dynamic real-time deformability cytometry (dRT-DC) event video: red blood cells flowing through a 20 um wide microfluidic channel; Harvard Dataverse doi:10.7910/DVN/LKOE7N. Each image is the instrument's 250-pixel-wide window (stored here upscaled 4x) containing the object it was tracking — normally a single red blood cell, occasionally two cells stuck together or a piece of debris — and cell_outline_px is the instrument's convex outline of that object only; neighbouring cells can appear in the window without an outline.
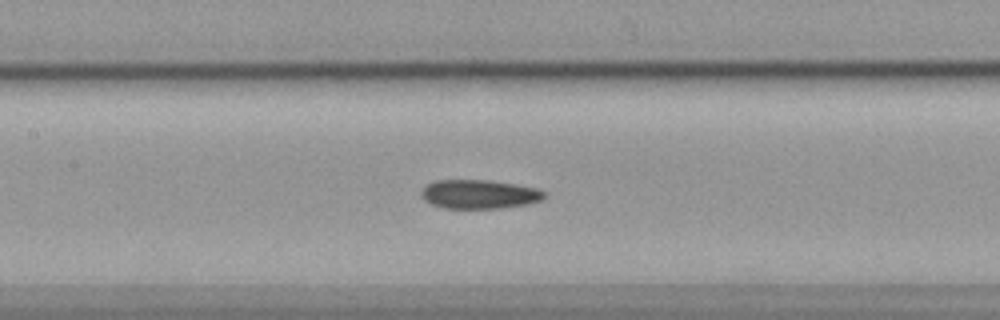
{"species": "common noctule bat (a hibernating species)", "species_latin": "Nyctalus noctula", "temperature_condition": "cold", "stored_images_in_passage": 48, "camera_frame_rate_fps": 3000, "um_per_image_px": 0.085, "animal": {"sex": "female", "body_mass_g": 19.9}, "frame": {"image": 1, "passage_image": 17, "time_ms": 5.333, "image_size_px": [1000, 320], "cell_outline_px": [[544, 196], [540, 200], [528, 204], [504, 208], [444, 208], [432, 204], [424, 200], [420, 192], [428, 184], [436, 180], [488, 180], [536, 188], [544, 192]], "centroid_in_image_um": [40.71, 16.51], "position_along_channel_um": 166.7, "area_um2": 20.52}}
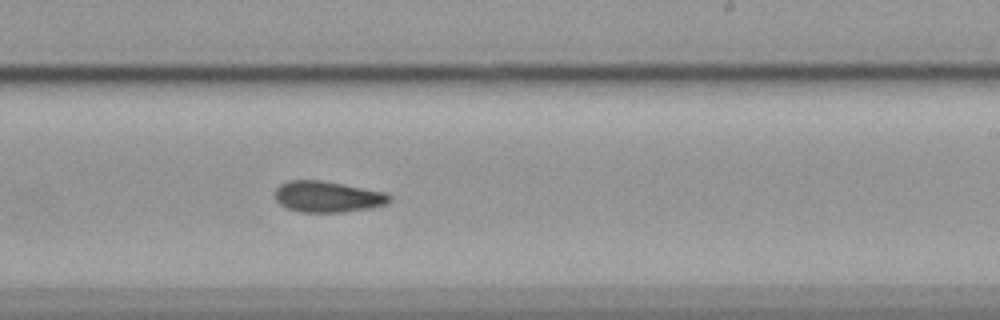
{"frame": {"image": 2, "passage_image": 25, "time_ms": 8.0, "image_size_px": [1000, 320], "cell_outline_px": [[392, 200], [388, 204], [368, 208], [344, 212], [300, 212], [288, 208], [280, 204], [276, 200], [276, 188], [280, 184], [288, 180], [320, 180], [384, 192], [392, 196]], "centroid_in_image_um": [27.85, 16.72], "position_along_channel_um": 261.1, "area_um2": 20.63}}
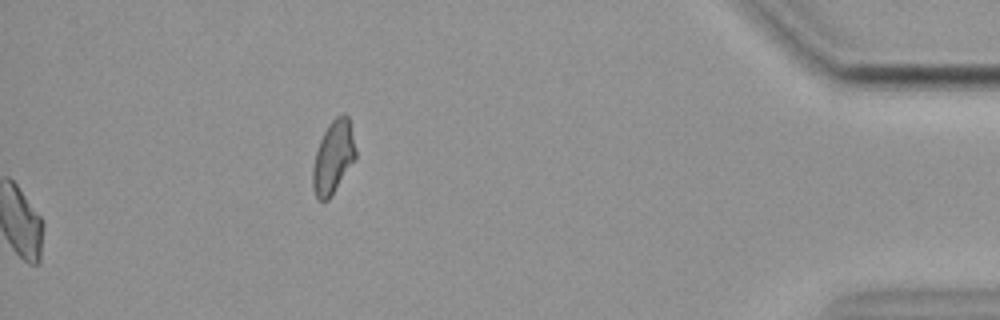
{"frame": {"image": 3, "passage_image": 48, "time_ms": 15.667, "image_size_px": [1000, 320], "cell_outline_px": [[356, 156], [328, 200], [320, 200], [316, 196], [312, 188], [312, 168], [316, 152], [320, 140], [328, 124], [336, 116], [344, 112], [348, 116], [356, 148]], "centroid_in_image_um": [28.31, 13.32], "position_along_channel_um": 406.9, "area_um2": 17.92}}